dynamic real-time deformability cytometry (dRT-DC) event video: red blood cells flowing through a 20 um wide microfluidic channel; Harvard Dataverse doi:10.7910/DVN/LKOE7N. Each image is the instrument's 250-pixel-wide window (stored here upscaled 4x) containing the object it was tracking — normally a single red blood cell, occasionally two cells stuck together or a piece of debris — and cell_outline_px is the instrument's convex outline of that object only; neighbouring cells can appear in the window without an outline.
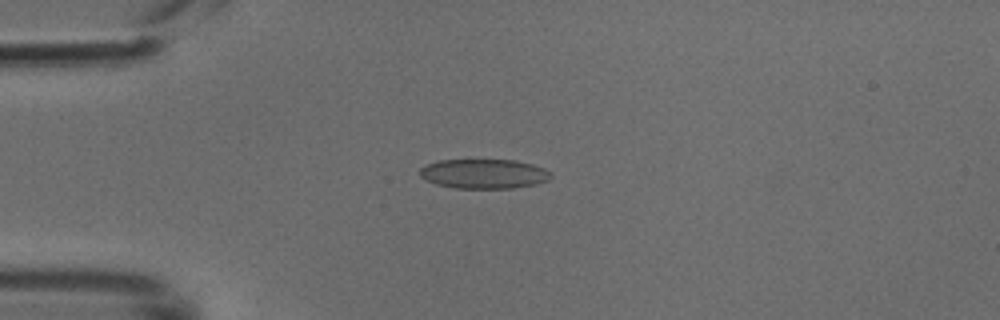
{"species": "common noctule bat (a hibernating species)", "species_latin": "Nyctalus noctula", "temperature_condition": "cold", "stored_images_in_passage": 36, "camera_frame_rate_fps": 3000, "um_per_image_px": 0.085, "animal": {"sex": "male", "body_mass_g": 18.8}, "frame": {"image": 1, "passage_image": 2, "time_ms": 0.333, "image_size_px": [1000, 320], "cell_outline_px": [[552, 176], [548, 180], [536, 184], [512, 188], [456, 188], [436, 184], [420, 176], [420, 168], [428, 164], [440, 160], [516, 160], [532, 164], [544, 168], [552, 172]], "centroid_in_image_um": [41.17, 14.77], "position_along_channel_um": 43.8, "area_um2": 22.48}}
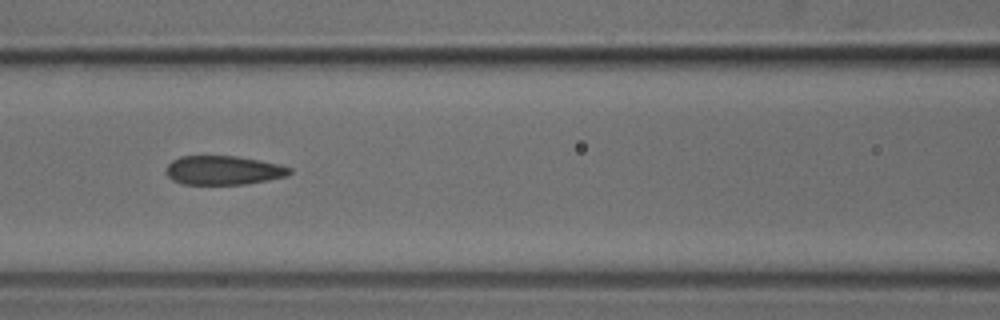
{"frame": {"image": 2, "passage_image": 11, "time_ms": 3.333, "image_size_px": [1000, 320], "cell_outline_px": [[292, 172], [288, 176], [248, 184], [184, 184], [172, 180], [164, 172], [168, 164], [172, 160], [180, 156], [236, 156], [280, 164], [292, 168]], "centroid_in_image_um": [19.0, 14.47], "position_along_channel_um": 147.6, "area_um2": 21.04}}
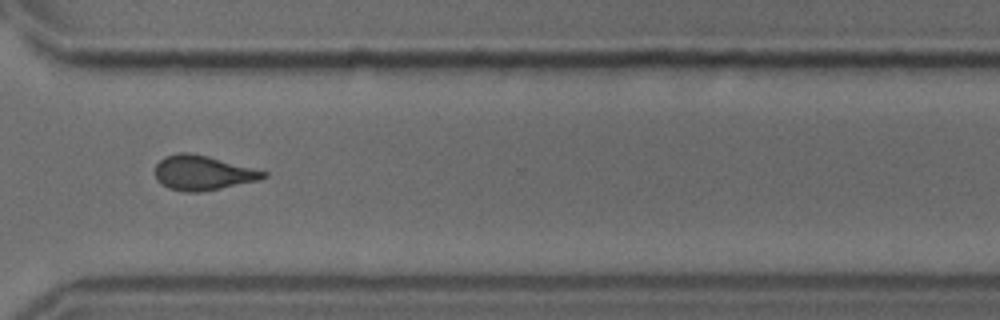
{"frame": {"image": 3, "passage_image": 26, "time_ms": 8.333, "image_size_px": [1000, 320], "cell_outline_px": [[268, 176], [260, 180], [200, 192], [184, 192], [168, 188], [160, 184], [156, 180], [156, 164], [164, 156], [180, 152], [188, 152], [208, 156], [268, 172]], "centroid_in_image_um": [17.22, 14.69], "position_along_channel_um": 353.4, "area_um2": 21.91}}